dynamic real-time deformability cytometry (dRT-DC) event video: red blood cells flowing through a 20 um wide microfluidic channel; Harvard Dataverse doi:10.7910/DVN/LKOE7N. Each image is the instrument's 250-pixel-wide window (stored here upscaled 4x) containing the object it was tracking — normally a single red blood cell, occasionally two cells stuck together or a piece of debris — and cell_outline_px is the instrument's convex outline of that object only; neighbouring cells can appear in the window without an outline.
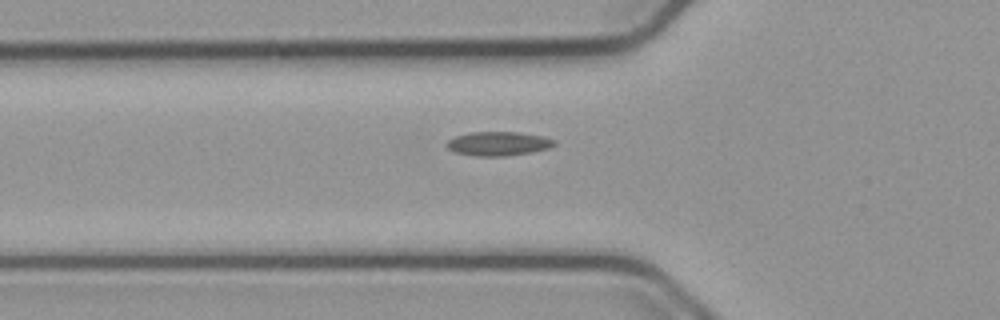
{"species": "common noctule bat (a hibernating species)", "species_latin": "Nyctalus noctula", "temperature_condition": "cold", "stored_images_in_passage": 38, "camera_frame_rate_fps": 3000, "um_per_image_px": 0.085, "animal": {"sex": "male", "body_mass_g": 23.1, "forearm_length_mm": 52.7}, "frame": {"image": 1, "passage_image": 2, "time_ms": 0.333, "image_size_px": [1000, 320], "cell_outline_px": [[556, 144], [548, 148], [532, 152], [504, 156], [476, 156], [456, 152], [448, 148], [444, 144], [448, 140], [456, 136], [468, 132], [516, 132], [540, 136], [556, 140]], "centroid_in_image_um": [42.33, 12.21], "position_along_channel_um": 83.5, "area_um2": 14.97}}
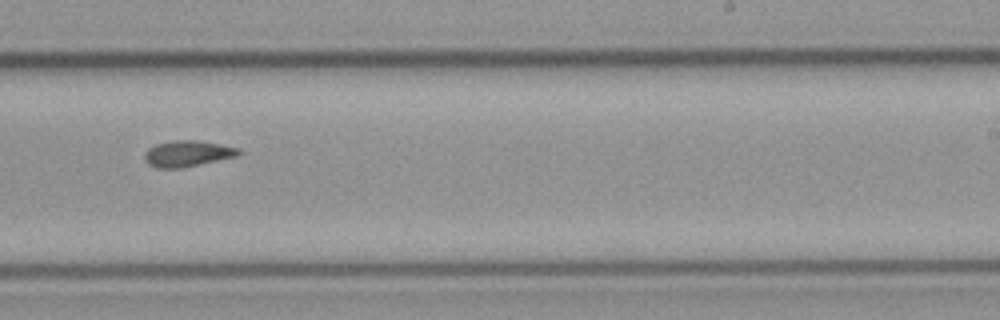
{"frame": {"image": 2, "passage_image": 17, "time_ms": 5.333, "image_size_px": [1000, 320], "cell_outline_px": [[240, 152], [236, 156], [184, 168], [156, 168], [148, 164], [144, 160], [144, 152], [148, 148], [156, 144], [172, 140], [196, 140], [220, 144], [240, 148]], "centroid_in_image_um": [15.89, 13.06], "position_along_channel_um": 273.1, "area_um2": 14.39}}
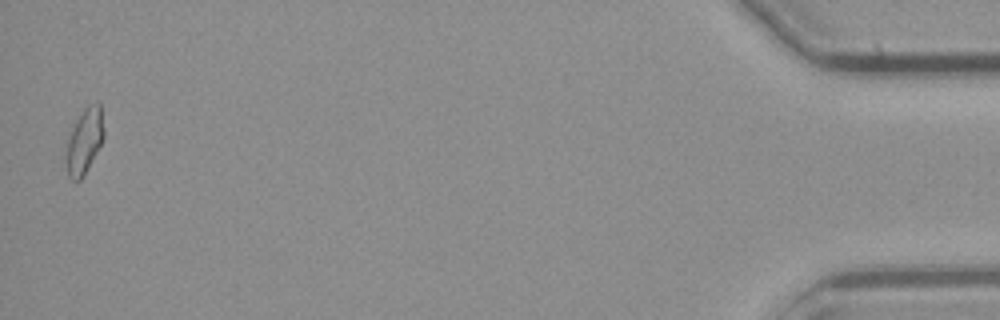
{"frame": {"image": 3, "passage_image": 37, "time_ms": 12.0, "image_size_px": [1000, 320], "cell_outline_px": [[104, 140], [84, 176], [80, 180], [72, 180], [68, 176], [64, 160], [64, 144], [80, 112], [88, 104], [100, 104], [104, 132]], "centroid_in_image_um": [7.13, 12.04], "position_along_channel_um": 428.1, "area_um2": 14.91}}